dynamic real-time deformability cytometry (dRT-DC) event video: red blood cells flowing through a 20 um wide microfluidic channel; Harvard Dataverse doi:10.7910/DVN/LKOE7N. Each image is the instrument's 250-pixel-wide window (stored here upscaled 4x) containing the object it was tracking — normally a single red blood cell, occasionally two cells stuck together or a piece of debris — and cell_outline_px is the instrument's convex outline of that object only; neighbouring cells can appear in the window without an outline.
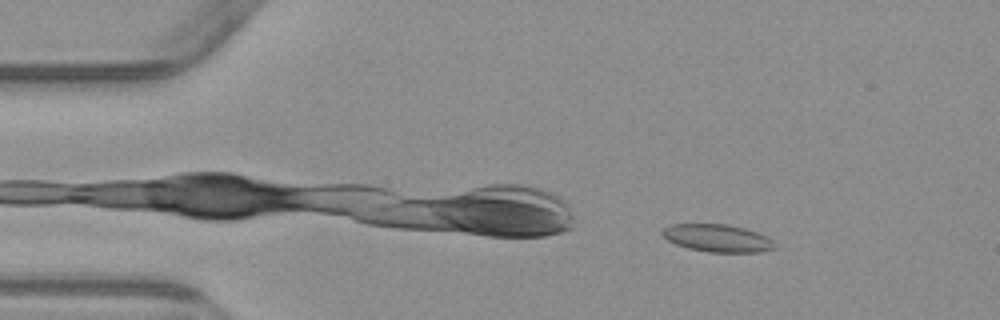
{"species": "common noctule bat (a hibernating species)", "species_latin": "Nyctalus noctula", "temperature_condition": "warm", "stored_images_in_passage": 3, "camera_frame_rate_fps": 3000, "um_per_image_px": 0.085, "animal": {"sex": "male", "body_mass_g": 23.1, "forearm_length_mm": 52.7}, "frame": {"image": 1, "passage_image": 2, "time_ms": 1.0, "image_size_px": [1000, 320], "cell_outline_px": [[776, 248], [760, 252], [708, 252], [688, 248], [676, 244], [668, 240], [660, 232], [668, 224], [728, 224], [744, 228], [768, 236], [776, 244]], "centroid_in_image_um": [61.0, 20.24], "position_along_channel_um": 24.0, "area_um2": 18.15}}